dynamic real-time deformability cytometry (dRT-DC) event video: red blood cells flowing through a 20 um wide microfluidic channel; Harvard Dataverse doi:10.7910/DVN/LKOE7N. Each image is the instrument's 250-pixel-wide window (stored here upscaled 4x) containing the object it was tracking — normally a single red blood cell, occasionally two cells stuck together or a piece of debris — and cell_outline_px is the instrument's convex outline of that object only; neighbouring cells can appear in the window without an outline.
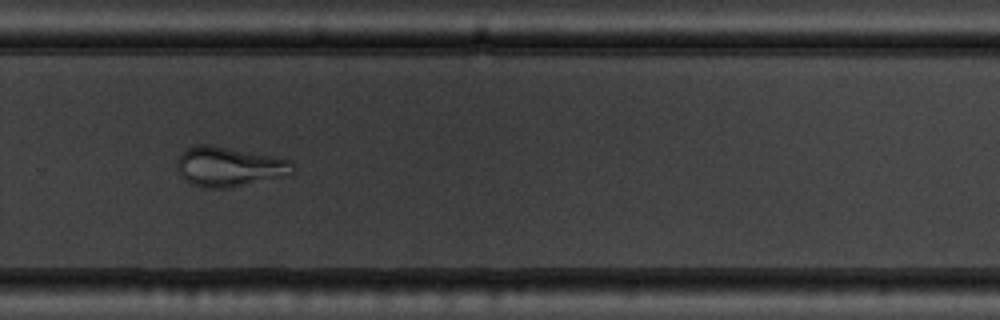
{"species": "common noctule bat (a hibernating species)", "species_latin": "Nyctalus noctula", "temperature_condition": "warm", "stored_images_in_passage": 38, "camera_frame_rate_fps": 3000, "um_per_image_px": 0.085, "animal": {"sex": "male", "body_mass_g": 19.5, "forearm_length_mm": 54.6}, "frame": {"image": 1, "passage_image": 27, "time_ms": 8.667, "image_size_px": [1000, 320], "cell_outline_px": [[292, 176], [228, 188], [204, 188], [192, 184], [180, 172], [176, 160], [180, 152], [184, 148], [192, 144], [212, 144], [292, 160]], "centroid_in_image_um": [19.49, 14.15], "position_along_channel_um": 310.3, "area_um2": 27.17}}